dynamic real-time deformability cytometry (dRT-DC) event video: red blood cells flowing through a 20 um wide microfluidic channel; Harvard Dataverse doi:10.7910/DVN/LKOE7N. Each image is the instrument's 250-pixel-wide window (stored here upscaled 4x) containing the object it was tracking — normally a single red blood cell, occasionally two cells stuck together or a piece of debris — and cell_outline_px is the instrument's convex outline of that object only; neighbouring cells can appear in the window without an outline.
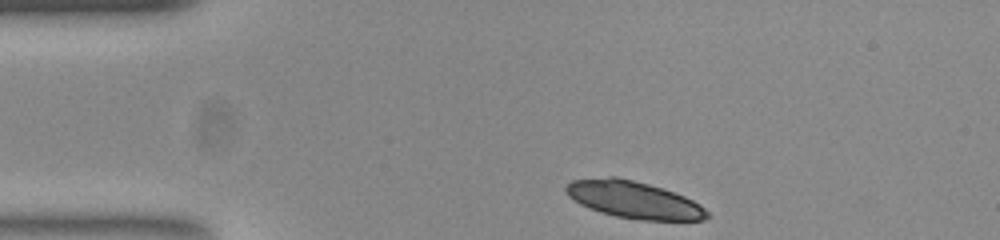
{"species": "common noctule bat (a hibernating species)", "species_latin": "Nyctalus noctula", "temperature_condition": "room temperature", "stored_images_in_passage": 37, "camera_frame_rate_fps": 3000, "um_per_image_px": 0.085, "animal": {"sex": "female", "body_mass_g": 23.0, "forearm_length_mm": 53.4}, "frame": {"image": 1, "passage_image": 1, "time_ms": 0.0, "image_size_px": [1000, 240], "cell_outline_px": [[708, 216], [704, 220], [636, 220], [616, 216], [600, 212], [580, 204], [568, 196], [564, 188], [572, 180], [608, 176], [616, 176], [648, 184], [684, 196], [700, 204], [708, 212]], "centroid_in_image_um": [53.84, 16.98], "position_along_channel_um": 31.2, "area_um2": 30.29}}